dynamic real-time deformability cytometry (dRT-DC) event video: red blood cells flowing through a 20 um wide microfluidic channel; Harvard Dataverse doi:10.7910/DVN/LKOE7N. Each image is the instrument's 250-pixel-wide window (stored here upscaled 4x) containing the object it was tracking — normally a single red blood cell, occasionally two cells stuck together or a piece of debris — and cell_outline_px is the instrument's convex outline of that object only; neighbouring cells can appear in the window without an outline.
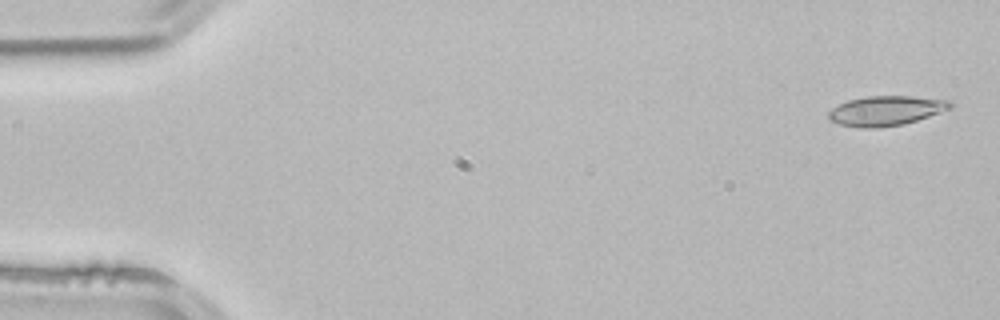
{"species": "common noctule bat (a hibernating species)", "species_latin": "Nyctalus noctula", "temperature_condition": "room temperature", "stored_images_in_passage": 4, "camera_frame_rate_fps": 3000, "um_per_image_px": 0.085, "animal": {"sex": "male", "body_mass_g": 21.5, "forearm_length_mm": 52.0}, "frame": {"image": 1, "passage_image": 1, "time_ms": 0.0, "image_size_px": [1000, 320], "cell_outline_px": [[952, 108], [904, 124], [876, 128], [860, 128], [840, 124], [828, 120], [828, 112], [832, 108], [848, 100], [864, 96], [912, 96], [952, 100]], "centroid_in_image_um": [75.3, 9.41], "position_along_channel_um": 9.7, "area_um2": 21.15}}
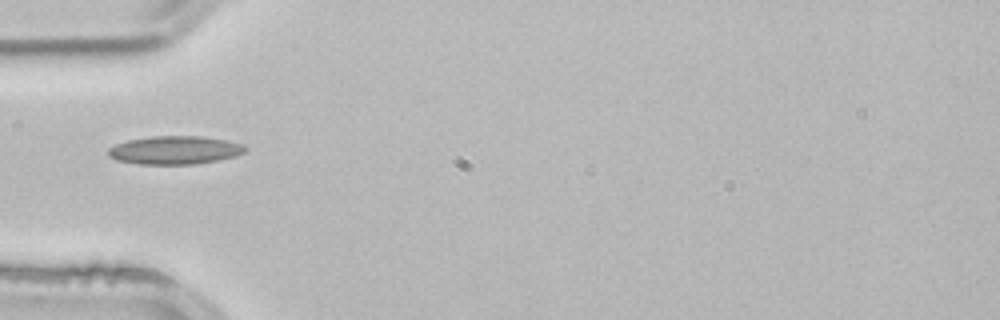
{"frame": {"image": 2, "passage_image": 4, "time_ms": 1.0, "image_size_px": [1000, 320], "cell_outline_px": [[248, 148], [244, 152], [236, 156], [216, 160], [192, 164], [140, 164], [116, 160], [108, 156], [108, 148], [116, 144], [128, 140], [152, 136], [200, 136], [228, 140], [244, 144]], "centroid_in_image_um": [14.87, 12.75], "position_along_channel_um": 70.1, "area_um2": 22.6}}